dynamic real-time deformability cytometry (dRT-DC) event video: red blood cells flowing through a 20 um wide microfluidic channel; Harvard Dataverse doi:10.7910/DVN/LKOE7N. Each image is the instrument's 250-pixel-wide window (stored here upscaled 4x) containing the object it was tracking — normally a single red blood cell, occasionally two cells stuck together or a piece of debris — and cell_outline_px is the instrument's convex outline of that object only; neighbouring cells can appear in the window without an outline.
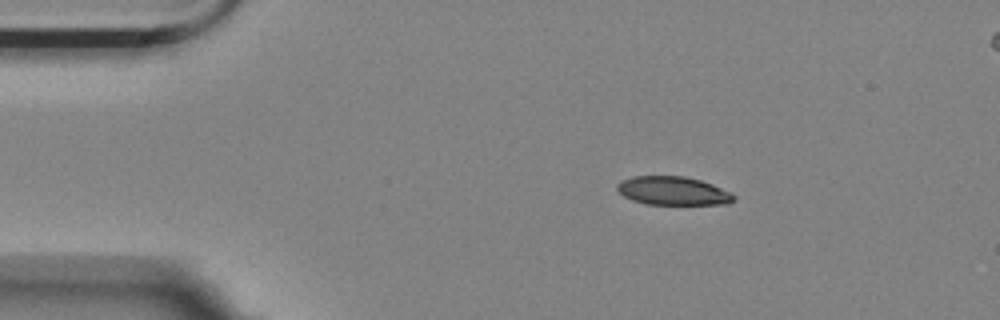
{"species": "Egyptian fruit bat (a non-hibernating species)", "species_latin": "Rousettus aegyptiacus", "temperature_condition": "room temperature", "stored_images_in_passage": 47, "camera_frame_rate_fps": 3000, "um_per_image_px": 0.085, "animal": {"sex": "female"}, "frame": {"image": 1, "passage_image": 1, "time_ms": 0.0, "image_size_px": [1000, 320], "cell_outline_px": [[736, 200], [728, 204], [644, 204], [632, 200], [624, 196], [616, 188], [616, 184], [620, 180], [632, 176], [684, 176], [700, 180], [712, 184], [732, 192], [736, 196]], "centroid_in_image_um": [57.21, 16.22], "position_along_channel_um": 27.8, "area_um2": 19.59}}
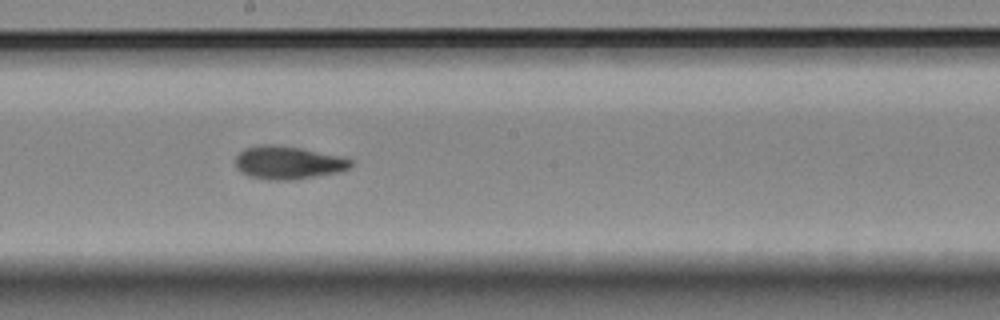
{"frame": {"image": 2, "passage_image": 22, "time_ms": 7.0, "image_size_px": [1000, 320], "cell_outline_px": [[352, 164], [348, 168], [336, 172], [288, 180], [272, 180], [248, 176], [240, 172], [236, 168], [236, 156], [244, 148], [260, 144], [272, 144], [300, 148], [340, 156], [352, 160]], "centroid_in_image_um": [24.42, 13.81], "position_along_channel_um": 223.8, "area_um2": 21.91}}
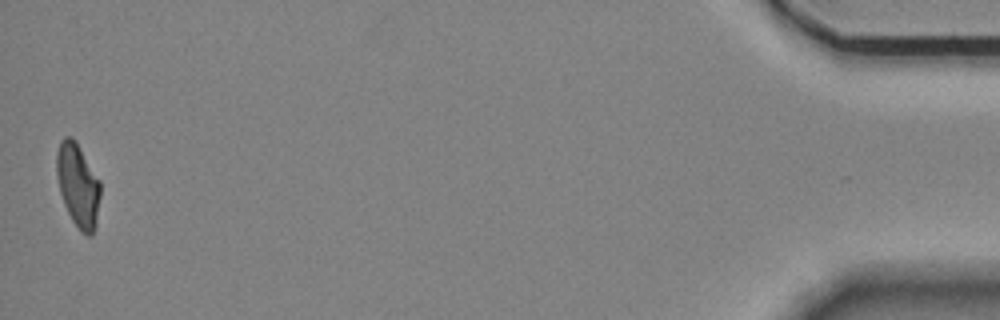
{"frame": {"image": 3, "passage_image": 47, "time_ms": 15.333, "image_size_px": [1000, 320], "cell_outline_px": [[100, 196], [96, 224], [92, 236], [88, 236], [80, 232], [72, 220], [64, 204], [60, 192], [56, 176], [56, 152], [60, 140], [64, 136], [72, 136], [100, 180]], "centroid_in_image_um": [6.61, 15.75], "position_along_channel_um": 428.6, "area_um2": 21.39}, "authors_computed_cell_mechanics": {"area_um2": 21.7906, "velocity_mm_per_s": 3.5561, "shape_relaxation_time_tau1_ms": 5.6834, "shape_relaxation_time_tau2_ms": 2.181, "deformation_change_tau1": 0.1569, "deformation_change_tau2": 0.0768}}